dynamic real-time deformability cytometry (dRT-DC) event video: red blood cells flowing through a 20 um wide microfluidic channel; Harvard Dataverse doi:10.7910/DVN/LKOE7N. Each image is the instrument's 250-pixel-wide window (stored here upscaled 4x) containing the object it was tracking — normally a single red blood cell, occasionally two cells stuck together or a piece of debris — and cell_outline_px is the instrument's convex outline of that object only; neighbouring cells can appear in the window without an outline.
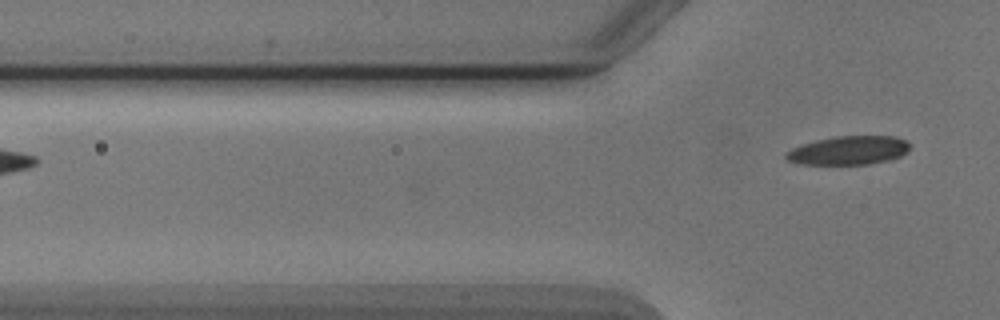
{"species": "Egyptian fruit bat (a non-hibernating species)", "species_latin": "Rousettus aegyptiacus", "temperature_condition": "cold", "stored_images_in_passage": 4, "camera_frame_rate_fps": 3000, "um_per_image_px": 0.085, "animal": {"sex": "male"}, "frame": {"image": 1, "passage_image": 4, "time_ms": 4.333, "image_size_px": [1000, 320], "cell_outline_px": [[908, 152], [892, 160], [868, 164], [804, 164], [788, 160], [784, 156], [784, 152], [792, 148], [816, 140], [836, 136], [896, 136], [904, 140], [908, 144]], "centroid_in_image_um": [72.14, 12.78], "position_along_channel_um": 53.7, "area_um2": 20.63}}